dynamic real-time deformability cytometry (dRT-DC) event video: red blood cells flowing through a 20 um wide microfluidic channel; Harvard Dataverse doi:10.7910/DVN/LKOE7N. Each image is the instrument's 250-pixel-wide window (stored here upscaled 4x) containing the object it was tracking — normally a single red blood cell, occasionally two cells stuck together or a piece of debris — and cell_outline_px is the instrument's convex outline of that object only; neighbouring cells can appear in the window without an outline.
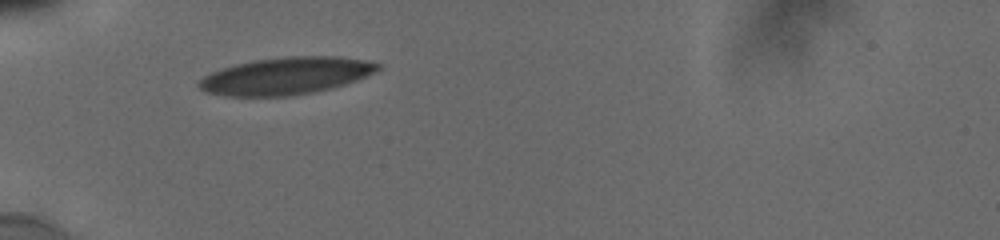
{"species": "human", "species_latin": "Homo sapiens", "temperature_condition": "cold", "stored_images_in_passage": 16, "camera_frame_rate_fps": 3000, "um_per_image_px": 0.085, "donor": {"sex": "male"}, "frame": {"image": 1, "passage_image": 1, "time_ms": 0.0, "image_size_px": [1000, 240], "cell_outline_px": [[380, 68], [376, 72], [356, 80], [344, 84], [312, 92], [288, 96], [224, 96], [204, 92], [196, 84], [204, 76], [212, 72], [236, 64], [252, 60], [284, 56], [340, 56], [364, 60], [380, 64]], "centroid_in_image_um": [24.28, 6.44], "position_along_channel_um": 60.7, "area_um2": 38.67}}
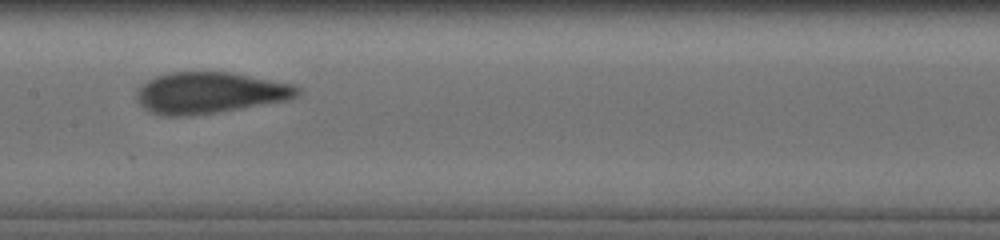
{"frame": {"image": 2, "passage_image": 8, "time_ms": 3.667, "image_size_px": [1000, 240], "cell_outline_px": [[300, 92], [296, 96], [288, 100], [244, 108], [192, 116], [160, 116], [148, 112], [136, 100], [136, 88], [148, 80], [156, 76], [172, 72], [232, 72], [292, 84], [300, 88]], "centroid_in_image_um": [17.78, 7.9], "position_along_channel_um": 189.6, "area_um2": 39.07}}
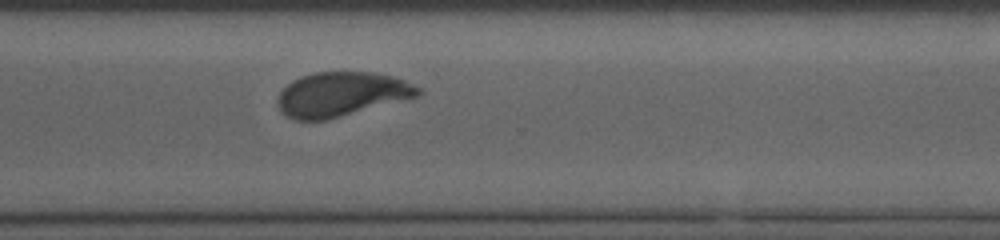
{"frame": {"image": 3, "passage_image": 16, "time_ms": 7.667, "image_size_px": [1000, 240], "cell_outline_px": [[424, 92], [420, 96], [324, 120], [296, 120], [288, 116], [280, 108], [280, 92], [292, 80], [300, 76], [316, 72], [372, 72], [392, 76], [404, 80], [420, 88]], "centroid_in_image_um": [29.07, 7.99], "position_along_channel_um": 341.5, "area_um2": 35.78}}